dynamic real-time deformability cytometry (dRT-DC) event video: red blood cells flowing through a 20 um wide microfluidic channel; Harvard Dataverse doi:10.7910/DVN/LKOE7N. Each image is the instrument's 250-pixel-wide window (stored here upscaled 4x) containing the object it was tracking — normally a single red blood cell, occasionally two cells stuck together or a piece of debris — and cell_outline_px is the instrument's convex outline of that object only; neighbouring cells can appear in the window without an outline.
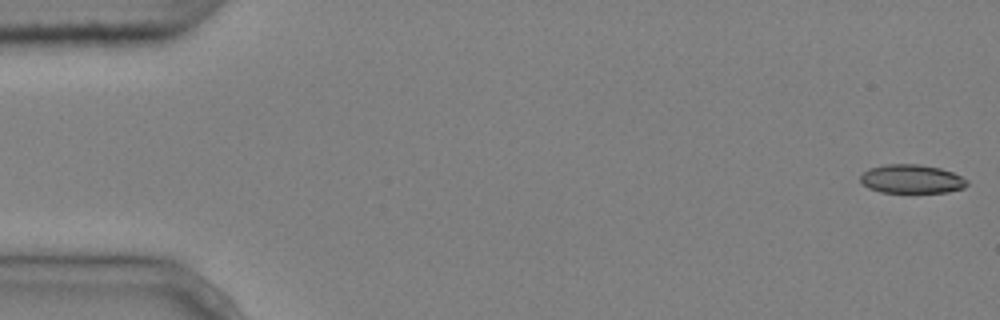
{"species": "common noctule bat (a hibernating species)", "species_latin": "Nyctalus noctula", "temperature_condition": "cold", "stored_images_in_passage": 5, "camera_frame_rate_fps": 3000, "um_per_image_px": 0.085, "animal": {"sex": "male", "body_mass_g": 20.4}, "frame": {"image": 1, "passage_image": 1, "time_ms": 0.0, "image_size_px": [1000, 320], "cell_outline_px": [[968, 184], [964, 188], [948, 192], [880, 192], [868, 188], [860, 184], [860, 176], [868, 168], [884, 164], [920, 164], [940, 168], [952, 172], [968, 180]], "centroid_in_image_um": [77.46, 15.21], "position_along_channel_um": 7.5, "area_um2": 18.03}}
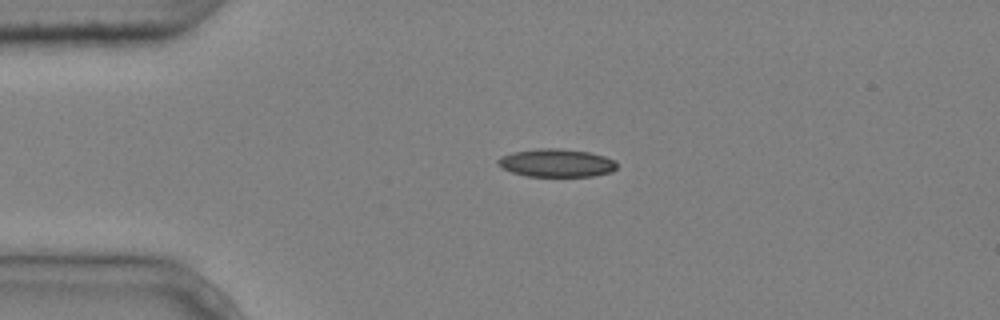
{"frame": {"image": 2, "passage_image": 4, "time_ms": 1.0, "image_size_px": [1000, 320], "cell_outline_px": [[616, 168], [612, 172], [592, 176], [528, 176], [512, 172], [500, 168], [496, 164], [496, 160], [500, 156], [512, 152], [540, 148], [560, 148], [588, 152], [604, 156], [616, 160]], "centroid_in_image_um": [47.26, 13.84], "position_along_channel_um": 37.7, "area_um2": 19.59}}